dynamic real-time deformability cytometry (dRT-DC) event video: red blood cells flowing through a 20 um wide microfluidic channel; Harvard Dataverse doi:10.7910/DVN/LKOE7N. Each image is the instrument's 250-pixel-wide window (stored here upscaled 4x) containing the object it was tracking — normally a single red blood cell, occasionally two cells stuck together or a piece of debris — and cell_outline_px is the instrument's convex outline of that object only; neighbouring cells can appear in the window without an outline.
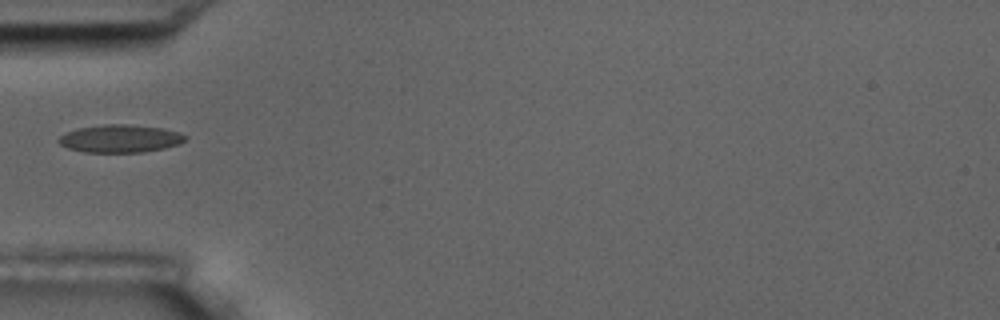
{"species": "common noctule bat (a hibernating species)", "species_latin": "Nyctalus noctula", "temperature_condition": "room temperature", "stored_images_in_passage": 38, "camera_frame_rate_fps": 3000, "um_per_image_px": 0.085, "animal": {"sex": "male", "body_mass_g": 17.5, "forearm_length_mm": 52.3}, "frame": {"image": 1, "passage_image": 1, "time_ms": 0.0, "image_size_px": [1000, 320], "cell_outline_px": [[188, 136], [180, 144], [164, 148], [144, 152], [84, 152], [68, 148], [60, 144], [56, 140], [64, 132], [76, 128], [104, 124], [124, 124], [160, 128], [180, 132]], "centroid_in_image_um": [10.18, 11.78], "position_along_channel_um": 74.8, "area_um2": 20.58}}
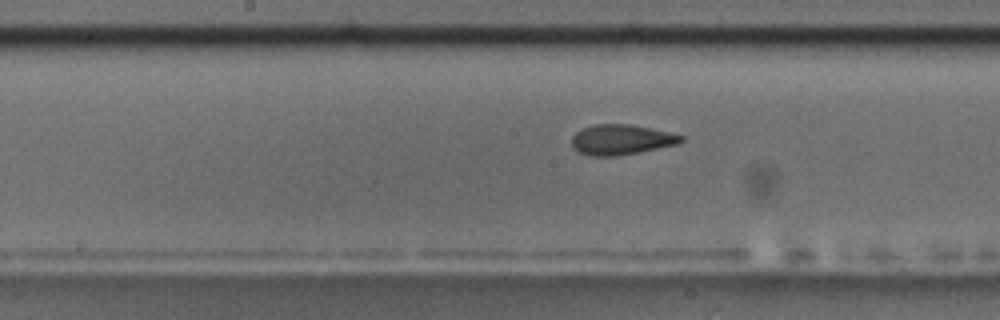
{"frame": {"image": 2, "passage_image": 11, "time_ms": 3.333, "image_size_px": [1000, 320], "cell_outline_px": [[684, 140], [680, 144], [616, 156], [588, 156], [576, 152], [572, 148], [572, 136], [576, 132], [584, 128], [596, 124], [632, 124], [668, 132], [684, 136]], "centroid_in_image_um": [52.79, 11.88], "position_along_channel_um": 195.4, "area_um2": 19.36}}
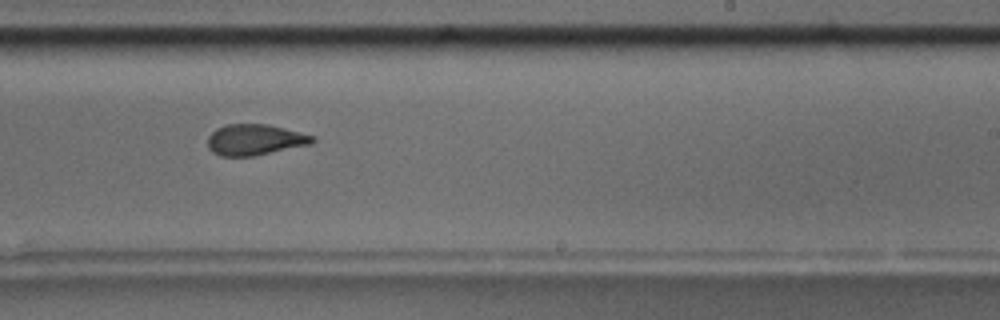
{"frame": {"image": 3, "passage_image": 17, "time_ms": 5.333, "image_size_px": [1000, 320], "cell_outline_px": [[316, 140], [312, 144], [256, 156], [220, 156], [212, 152], [208, 148], [208, 136], [216, 128], [228, 124], [268, 124], [316, 136]], "centroid_in_image_um": [21.69, 11.88], "position_along_channel_um": 267.3, "area_um2": 19.13}}